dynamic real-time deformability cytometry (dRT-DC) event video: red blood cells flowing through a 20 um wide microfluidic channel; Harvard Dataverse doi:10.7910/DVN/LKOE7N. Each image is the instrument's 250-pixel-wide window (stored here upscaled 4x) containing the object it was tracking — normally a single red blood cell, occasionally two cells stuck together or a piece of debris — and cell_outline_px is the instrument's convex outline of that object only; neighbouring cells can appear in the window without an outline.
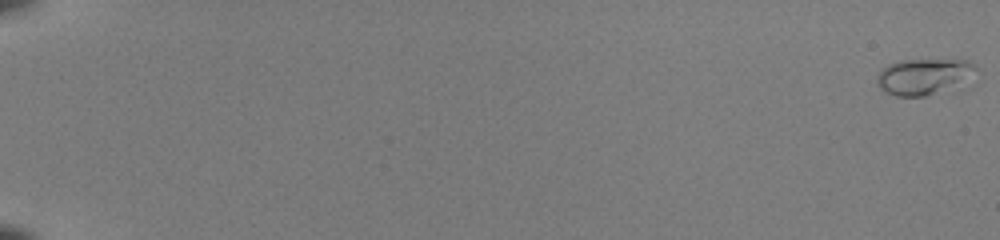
{"species": "common noctule bat (a hibernating species)", "species_latin": "Nyctalus noctula", "temperature_condition": "room temperature", "stored_images_in_passage": 11, "camera_frame_rate_fps": 3000, "um_per_image_px": 0.085, "animal": {"sex": "female", "body_mass_g": 22.0, "forearm_length_mm": 56.7}, "frame": {"image": 1, "passage_image": 1, "time_ms": 0.0, "image_size_px": [1000, 240], "cell_outline_px": [[976, 68], [932, 92], [924, 96], [896, 96], [884, 92], [880, 88], [876, 80], [876, 76], [884, 68], [900, 60], [968, 60]], "centroid_in_image_um": [78.25, 6.47], "position_along_channel_um": 6.8, "area_um2": 18.73}}